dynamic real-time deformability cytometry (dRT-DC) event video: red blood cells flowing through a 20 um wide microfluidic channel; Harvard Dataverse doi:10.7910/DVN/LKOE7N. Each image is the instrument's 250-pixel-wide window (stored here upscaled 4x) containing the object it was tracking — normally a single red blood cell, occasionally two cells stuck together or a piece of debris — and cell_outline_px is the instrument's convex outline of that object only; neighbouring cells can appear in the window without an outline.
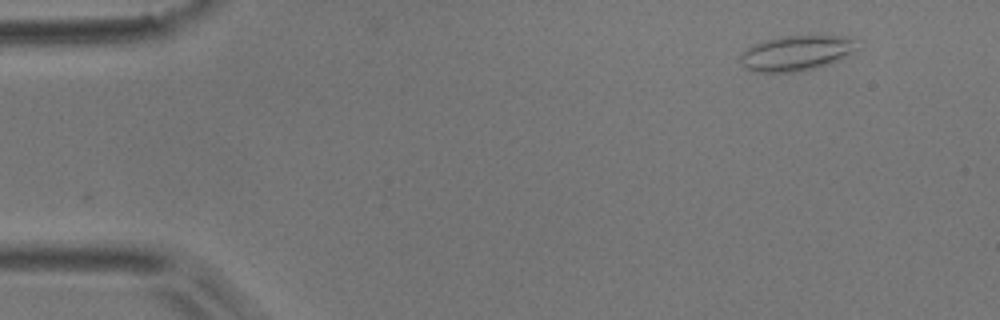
{"species": "common noctule bat (a hibernating species)", "species_latin": "Nyctalus noctula", "temperature_condition": "room temperature", "stored_images_in_passage": 15, "camera_frame_rate_fps": 3000, "um_per_image_px": 0.085, "animal": {"sex": "male", "body_mass_g": 17.9}, "frame": {"image": 1, "passage_image": 1, "time_ms": 0.0, "image_size_px": [1000, 320], "cell_outline_px": [[856, 40], [852, 52], [828, 64], [816, 68], [792, 72], [756, 72], [744, 68], [740, 60], [740, 52], [752, 44], [764, 40], [780, 36], [844, 36]], "centroid_in_image_um": [67.58, 4.51], "position_along_channel_um": 17.4, "area_um2": 23.76}}